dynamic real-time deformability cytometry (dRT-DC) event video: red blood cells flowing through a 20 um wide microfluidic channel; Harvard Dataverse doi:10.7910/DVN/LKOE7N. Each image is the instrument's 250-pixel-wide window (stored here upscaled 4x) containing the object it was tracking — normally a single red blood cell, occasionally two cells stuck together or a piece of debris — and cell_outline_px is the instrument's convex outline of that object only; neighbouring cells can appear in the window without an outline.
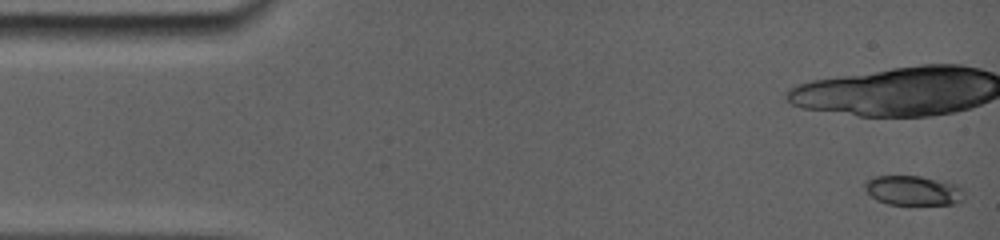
{"species": "common noctule bat (a hibernating species)", "species_latin": "Nyctalus noctula", "temperature_condition": "room temperature", "stored_images_in_passage": 7, "camera_frame_rate_fps": 5000, "um_per_image_px": 0.085, "animal": {"sex": "female", "body_mass_g": 19.0, "forearm_length_mm": 56.7}, "frame": {"image": 1, "passage_image": 1, "time_ms": 0.0, "image_size_px": [1000, 240], "cell_outline_px": [[964, 200], [960, 204], [888, 204], [876, 200], [868, 192], [864, 184], [868, 180], [876, 176], [920, 176], [948, 184], [956, 188]], "centroid_in_image_um": [77.52, 16.21], "position_along_channel_um": 7.5, "area_um2": 16.36}}